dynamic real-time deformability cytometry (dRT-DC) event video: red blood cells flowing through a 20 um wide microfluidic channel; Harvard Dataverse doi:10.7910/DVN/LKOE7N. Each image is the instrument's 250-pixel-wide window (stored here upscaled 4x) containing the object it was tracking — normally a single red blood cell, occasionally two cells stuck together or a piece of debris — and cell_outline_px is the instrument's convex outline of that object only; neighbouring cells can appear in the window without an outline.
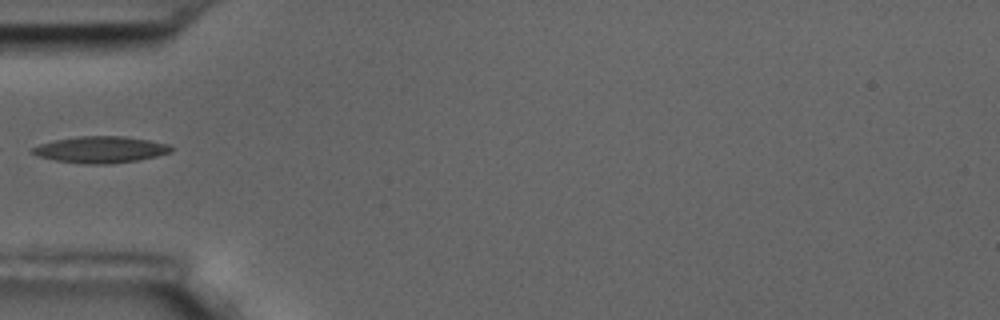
{"species": "common noctule bat (a hibernating species)", "species_latin": "Nyctalus noctula", "temperature_condition": "room temperature", "stored_images_in_passage": 7, "camera_frame_rate_fps": 3000, "um_per_image_px": 0.085, "animal": {"sex": "male", "body_mass_g": 17.5, "forearm_length_mm": 52.3}, "frame": {"image": 1, "passage_image": 2, "time_ms": 0.333, "image_size_px": [1000, 320], "cell_outline_px": [[172, 152], [156, 156], [136, 160], [112, 164], [80, 164], [56, 160], [36, 156], [28, 152], [32, 148], [40, 144], [56, 140], [76, 136], [124, 136], [148, 140], [168, 144], [172, 148]], "centroid_in_image_um": [8.51, 12.72], "position_along_channel_um": 76.5, "area_um2": 21.5}}
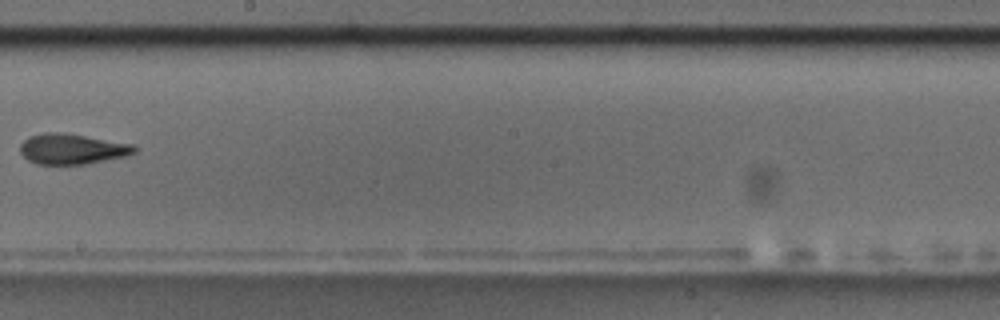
{"frame": {"image": 2, "passage_image": 6, "time_ms": 1.667, "image_size_px": [1000, 320], "cell_outline_px": [[136, 152], [128, 156], [88, 164], [36, 164], [28, 160], [20, 152], [20, 144], [28, 136], [44, 132], [64, 132], [136, 144]], "centroid_in_image_um": [6.16, 12.65], "position_along_channel_um": 242.0, "area_um2": 20.69}}
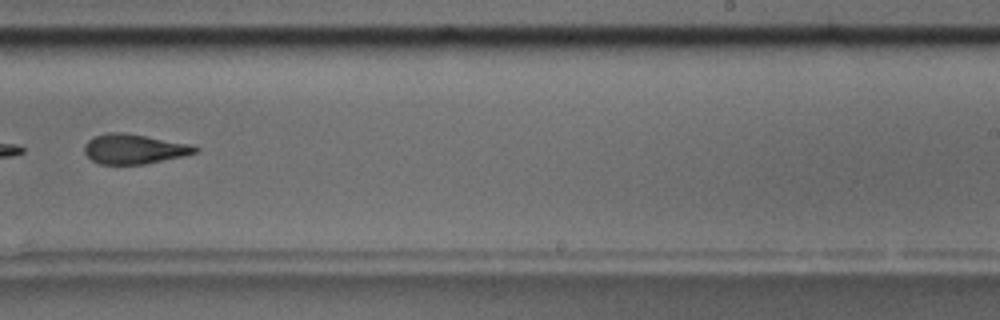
{"frame": {"image": 3, "passage_image": 7, "time_ms": 2.0, "image_size_px": [1000, 320], "cell_outline_px": [[200, 148], [196, 152], [184, 156], [144, 164], [100, 164], [92, 160], [84, 152], [84, 144], [92, 136], [104, 132], [124, 132], [196, 144]], "centroid_in_image_um": [11.42, 12.64], "position_along_channel_um": 277.6, "area_um2": 19.65}}